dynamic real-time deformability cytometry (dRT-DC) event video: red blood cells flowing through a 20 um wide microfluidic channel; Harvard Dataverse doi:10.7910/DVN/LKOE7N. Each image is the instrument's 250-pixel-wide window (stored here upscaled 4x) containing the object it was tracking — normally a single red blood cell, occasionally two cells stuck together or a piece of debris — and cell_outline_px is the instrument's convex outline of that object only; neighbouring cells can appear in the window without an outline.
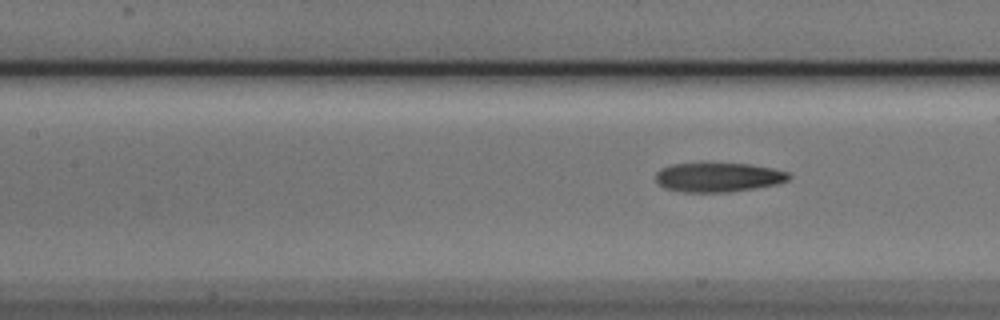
{"species": "Egyptian fruit bat (a non-hibernating species)", "species_latin": "Rousettus aegyptiacus", "temperature_condition": "cold", "stored_images_in_passage": 6, "segment_of_instrument_passage": [2, 2], "camera_frame_rate_fps": 3000, "um_per_image_px": 0.085, "animal": {"sex": "male"}, "frame": {"image": 1, "passage_image": 6, "time_ms": 1.667, "image_size_px": [1000, 320], "cell_outline_px": [[792, 176], [788, 180], [776, 184], [728, 192], [684, 192], [664, 188], [656, 180], [656, 172], [660, 168], [672, 164], [752, 164], [772, 168], [788, 172]], "centroid_in_image_um": [61.05, 15.07], "position_along_channel_um": 146.4, "area_um2": 22.48}}